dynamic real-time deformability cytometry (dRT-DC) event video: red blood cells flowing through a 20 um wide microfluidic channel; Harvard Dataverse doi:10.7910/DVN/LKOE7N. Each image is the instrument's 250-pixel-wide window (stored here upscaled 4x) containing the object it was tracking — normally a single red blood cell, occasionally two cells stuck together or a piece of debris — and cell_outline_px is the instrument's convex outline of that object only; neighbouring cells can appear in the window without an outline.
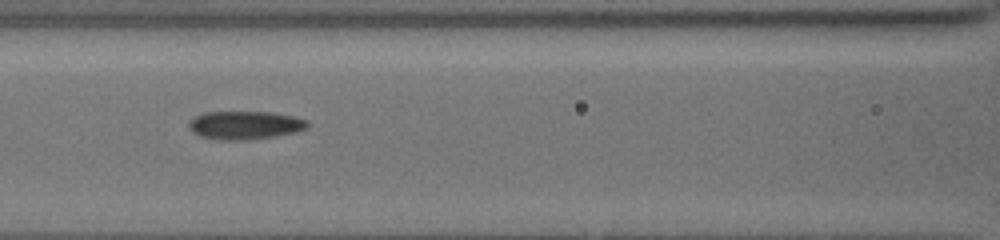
{"species": "common noctule bat (a hibernating species)", "species_latin": "Nyctalus noctula", "temperature_condition": "cold", "stored_images_in_passage": 8, "segment_of_instrument_passage": [1, 2], "camera_frame_rate_fps": 3000, "um_per_image_px": 0.085, "animal": {"sex": "female", "body_mass_g": 19.5, "forearm_length_mm": 54.1}, "frame": {"image": 1, "passage_image": 4, "time_ms": 2.333, "image_size_px": [1000, 240], "cell_outline_px": [[308, 128], [296, 132], [272, 136], [244, 140], [220, 140], [200, 136], [192, 132], [188, 124], [196, 116], [204, 112], [272, 112], [296, 116], [308, 120]], "centroid_in_image_um": [20.85, 10.63], "position_along_channel_um": 145.7, "area_um2": 19.54}}
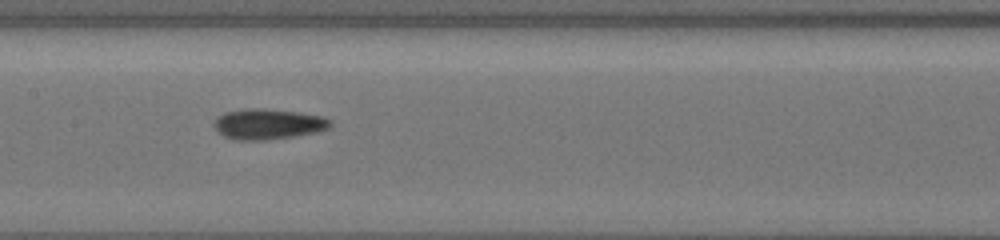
{"frame": {"image": 2, "passage_image": 5, "time_ms": 3.333, "image_size_px": [1000, 240], "cell_outline_px": [[332, 124], [328, 128], [316, 132], [292, 136], [264, 140], [236, 140], [224, 136], [216, 128], [216, 120], [224, 112], [240, 108], [264, 108], [296, 112], [324, 116], [332, 120]], "centroid_in_image_um": [22.82, 10.53], "position_along_channel_um": 184.6, "area_um2": 20.52}}
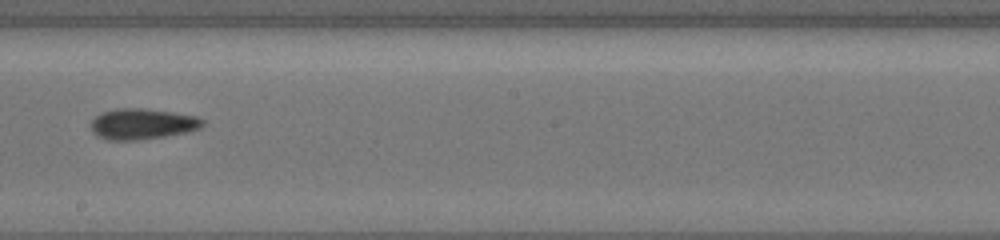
{"frame": {"image": 3, "passage_image": 6, "time_ms": 4.667, "image_size_px": [1000, 240], "cell_outline_px": [[204, 124], [200, 128], [188, 132], [140, 140], [108, 140], [92, 132], [92, 120], [100, 112], [116, 108], [140, 108], [172, 112], [196, 116], [204, 120]], "centroid_in_image_um": [12.1, 10.53], "position_along_channel_um": 236.1, "area_um2": 20.0}}